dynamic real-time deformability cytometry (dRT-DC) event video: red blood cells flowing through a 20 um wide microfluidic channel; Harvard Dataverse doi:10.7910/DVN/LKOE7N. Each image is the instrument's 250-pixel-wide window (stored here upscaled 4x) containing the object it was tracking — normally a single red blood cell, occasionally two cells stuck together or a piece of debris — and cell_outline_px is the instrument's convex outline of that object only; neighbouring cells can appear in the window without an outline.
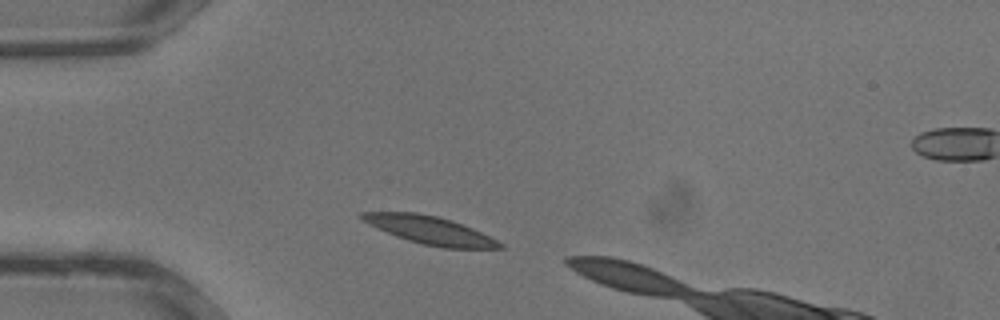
{"species": "common noctule bat (a hibernating species)", "species_latin": "Nyctalus noctula", "temperature_condition": "warm", "stored_images_in_passage": 5, "camera_frame_rate_fps": 3000, "um_per_image_px": 0.085, "animal": {"sex": "male", "body_mass_g": 13.3}, "frame": {"image": 1, "passage_image": 1, "time_ms": 0.0, "image_size_px": [1000, 320], "cell_outline_px": [[504, 248], [444, 248], [424, 244], [408, 240], [396, 236], [376, 228], [360, 220], [360, 212], [416, 212], [436, 216], [452, 220], [472, 228], [504, 244]], "centroid_in_image_um": [36.5, 19.55], "position_along_channel_um": 48.5, "area_um2": 22.25}}